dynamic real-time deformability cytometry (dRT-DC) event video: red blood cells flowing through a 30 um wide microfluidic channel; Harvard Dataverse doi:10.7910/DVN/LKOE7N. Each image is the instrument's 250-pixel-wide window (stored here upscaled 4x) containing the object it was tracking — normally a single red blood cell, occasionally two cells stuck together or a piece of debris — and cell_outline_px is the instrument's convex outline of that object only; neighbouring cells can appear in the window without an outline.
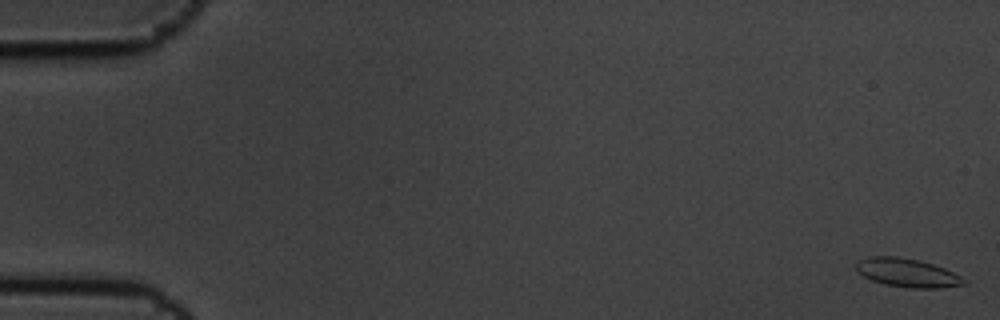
{"species": "common noctule bat (a hibernating species)", "species_latin": "Nyctalus noctula", "temperature_condition": "cold", "stored_images_in_passage": 7, "camera_frame_rate_fps": 3000, "um_per_image_px": 0.085, "animal": {"sex": "male", "body_mass_g": 19.5, "forearm_length_mm": 54.6}, "frame": {"image": 1, "passage_image": 1, "time_ms": 0.0, "image_size_px": [1000, 320], "cell_outline_px": [[968, 280], [964, 284], [940, 288], [912, 288], [884, 284], [872, 280], [856, 272], [856, 264], [860, 260], [868, 256], [896, 256], [920, 260], [944, 268]], "centroid_in_image_um": [77.1, 23.18], "position_along_channel_um": 7.9, "area_um2": 17.92}}
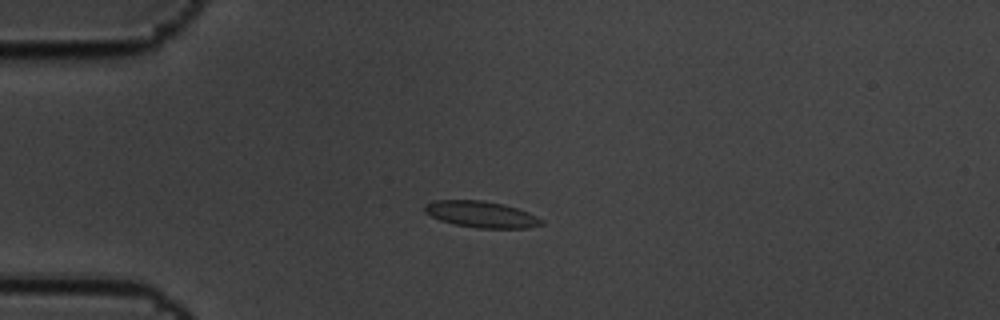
{"frame": {"image": 2, "passage_image": 5, "time_ms": 1.333, "image_size_px": [1000, 320], "cell_outline_px": [[544, 224], [528, 228], [476, 228], [456, 224], [440, 220], [424, 212], [424, 204], [432, 200], [484, 200], [504, 204], [528, 212], [544, 220]], "centroid_in_image_um": [40.91, 18.21], "position_along_channel_um": 44.1, "area_um2": 18.03}}
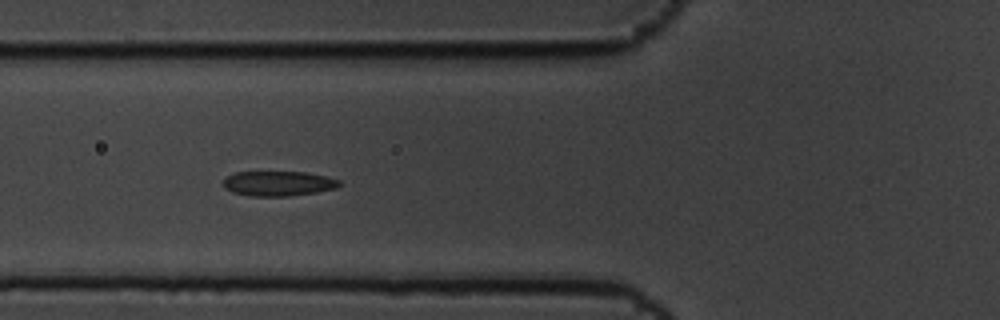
{"frame": {"image": 3, "passage_image": 7, "time_ms": 2.0, "image_size_px": [1000, 320], "cell_outline_px": [[340, 184], [336, 188], [316, 192], [288, 196], [248, 196], [232, 192], [224, 188], [224, 180], [232, 172], [308, 172], [340, 180]], "centroid_in_image_um": [23.63, 15.6], "position_along_channel_um": 102.2, "area_um2": 16.82}}